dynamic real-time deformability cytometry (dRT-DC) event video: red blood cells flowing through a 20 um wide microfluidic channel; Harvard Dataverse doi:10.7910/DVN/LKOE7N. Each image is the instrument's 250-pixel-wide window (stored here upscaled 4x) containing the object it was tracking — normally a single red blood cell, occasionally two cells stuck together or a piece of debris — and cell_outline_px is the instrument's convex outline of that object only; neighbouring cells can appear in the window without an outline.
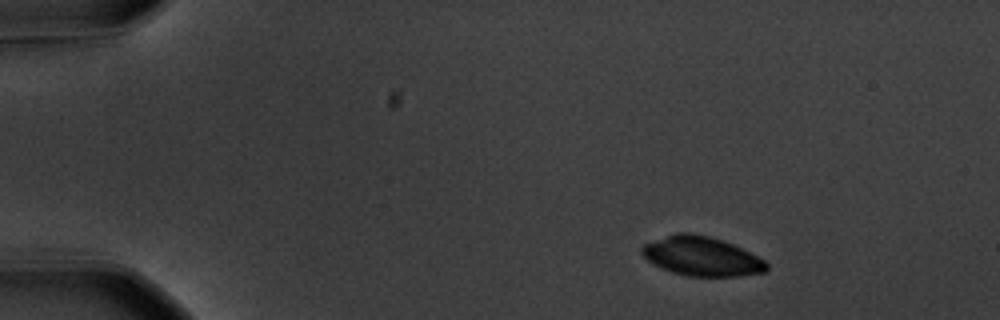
{"species": "common noctule bat (a hibernating species)", "species_latin": "Nyctalus noctula", "temperature_condition": "warm", "stored_images_in_passage": 49, "camera_frame_rate_fps": 3000, "um_per_image_px": 0.085, "animal": {"sex": "male", "body_mass_g": 20.1, "forearm_length_mm": 53.5}, "frame": {"image": 1, "passage_image": 1, "time_ms": 0.0, "image_size_px": [1000, 320], "cell_outline_px": [[768, 268], [764, 272], [740, 276], [688, 276], [672, 272], [660, 268], [652, 264], [640, 252], [640, 248], [644, 244], [680, 232], [688, 232], [708, 236], [724, 240], [764, 260], [768, 264]], "centroid_in_image_um": [59.62, 21.79], "position_along_channel_um": 25.4, "area_um2": 28.26}}
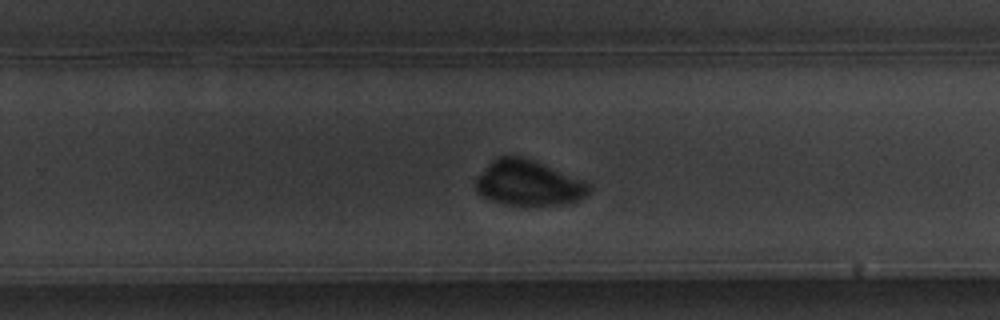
{"frame": {"image": 2, "passage_image": 30, "time_ms": 9.667, "image_size_px": [1000, 320], "cell_outline_px": [[592, 188], [580, 200], [564, 204], [504, 204], [488, 200], [476, 192], [476, 176], [492, 160], [500, 156], [520, 156], [532, 160], [584, 180], [592, 184]], "centroid_in_image_um": [44.9, 15.56], "position_along_channel_um": 284.9, "area_um2": 29.77}}
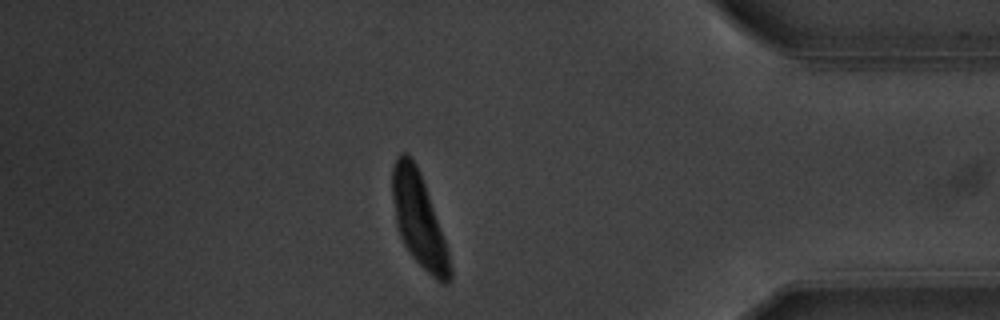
{"frame": {"image": 3, "passage_image": 42, "time_ms": 13.667, "image_size_px": [1000, 320], "cell_outline_px": [[452, 280], [448, 284], [440, 284], [412, 256], [404, 244], [400, 236], [396, 224], [392, 196], [392, 168], [396, 156], [400, 152], [408, 152], [412, 156], [420, 172], [448, 248], [452, 268]], "centroid_in_image_um": [35.61, 18.67], "position_along_channel_um": 399.6, "area_um2": 31.5}}